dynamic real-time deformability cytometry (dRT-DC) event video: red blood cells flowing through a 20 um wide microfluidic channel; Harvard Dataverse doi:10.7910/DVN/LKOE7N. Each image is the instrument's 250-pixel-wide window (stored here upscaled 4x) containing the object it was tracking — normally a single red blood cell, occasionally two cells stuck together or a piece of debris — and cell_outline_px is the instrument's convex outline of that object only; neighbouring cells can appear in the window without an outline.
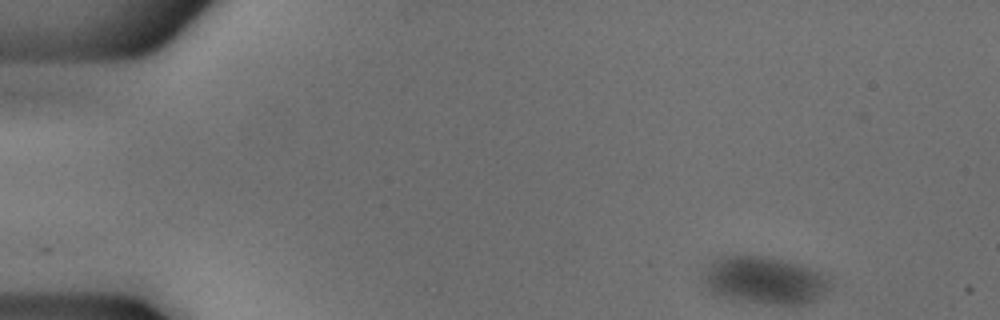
{"species": "common noctule bat (a hibernating species)", "species_latin": "Nyctalus noctula", "temperature_condition": "cold", "stored_images_in_passage": 49, "camera_frame_rate_fps": 3000, "um_per_image_px": 0.085, "animal": {"sex": "male", "body_mass_g": 18.8}, "frame": {"image": 1, "passage_image": 1, "time_ms": 0.0, "image_size_px": [1000, 320], "cell_outline_px": [[828, 288], [816, 300], [808, 304], [768, 304], [712, 296], [704, 280], [704, 272], [708, 264], [712, 260], [720, 256], [768, 256], [800, 264], [820, 272], [828, 276]], "centroid_in_image_um": [64.95, 23.83], "position_along_channel_um": 20.1, "area_um2": 35.14}}
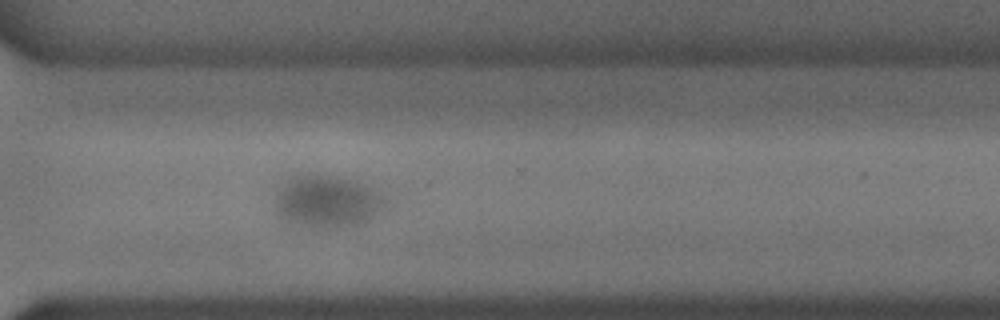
{"frame": {"image": 2, "passage_image": 35, "time_ms": 11.333, "image_size_px": [1000, 320], "cell_outline_px": [[388, 208], [368, 220], [344, 228], [312, 228], [292, 224], [280, 220], [272, 212], [272, 200], [276, 188], [280, 184], [296, 176], [328, 176], [356, 180], [380, 192], [388, 200]], "centroid_in_image_um": [27.74, 17.18], "position_along_channel_um": 342.9, "area_um2": 34.8}}
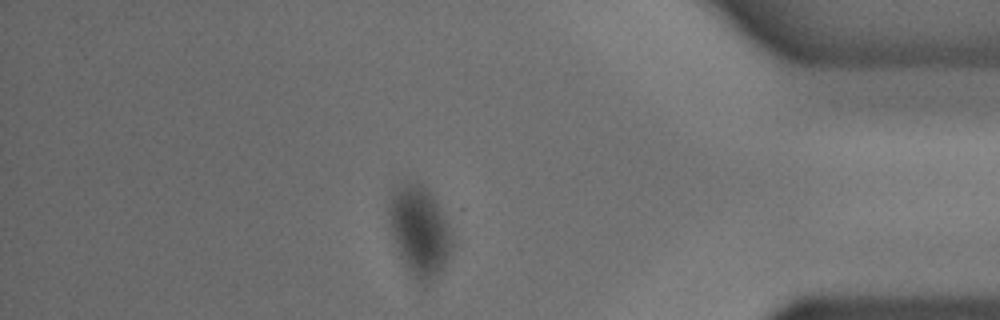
{"frame": {"image": 3, "passage_image": 42, "time_ms": 13.667, "image_size_px": [1000, 320], "cell_outline_px": [[456, 236], [452, 248], [444, 268], [424, 288], [416, 284], [404, 264], [400, 256], [392, 236], [388, 220], [388, 204], [392, 188], [400, 180], [420, 180], [432, 192]], "centroid_in_image_um": [35.66, 19.58], "position_along_channel_um": 399.5, "area_um2": 35.14}}